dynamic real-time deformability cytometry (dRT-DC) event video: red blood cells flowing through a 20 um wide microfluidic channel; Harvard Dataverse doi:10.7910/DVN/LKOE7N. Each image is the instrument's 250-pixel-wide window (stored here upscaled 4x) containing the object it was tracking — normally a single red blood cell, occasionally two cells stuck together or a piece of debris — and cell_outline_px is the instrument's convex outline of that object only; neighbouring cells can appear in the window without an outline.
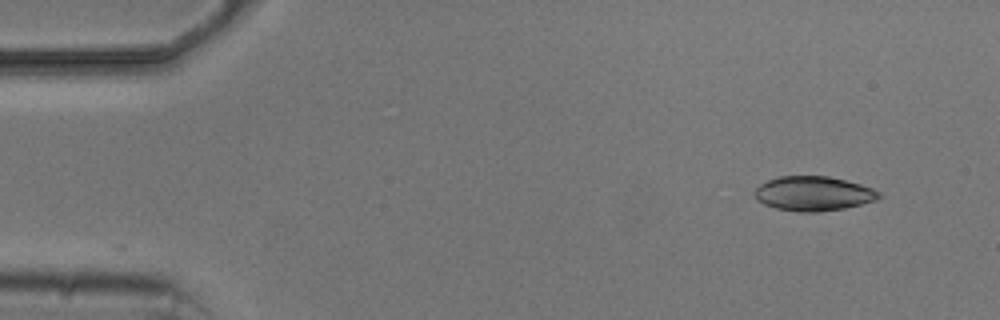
{"species": "common noctule bat (a hibernating species)", "species_latin": "Nyctalus noctula", "temperature_condition": "cold", "stored_images_in_passage": 5, "camera_frame_rate_fps": 3000, "um_per_image_px": 0.085, "animal": {"sex": "male", "body_mass_g": 20.5, "forearm_length_mm": 52.5}, "frame": {"image": 1, "passage_image": 1, "time_ms": 0.0, "image_size_px": [1000, 320], "cell_outline_px": [[884, 196], [876, 200], [844, 208], [820, 212], [796, 212], [776, 208], [764, 204], [756, 200], [752, 192], [760, 184], [768, 180], [780, 176], [828, 176], [860, 184], [872, 188], [880, 192]], "centroid_in_image_um": [69.12, 16.46], "position_along_channel_um": 15.9, "area_um2": 25.14}}